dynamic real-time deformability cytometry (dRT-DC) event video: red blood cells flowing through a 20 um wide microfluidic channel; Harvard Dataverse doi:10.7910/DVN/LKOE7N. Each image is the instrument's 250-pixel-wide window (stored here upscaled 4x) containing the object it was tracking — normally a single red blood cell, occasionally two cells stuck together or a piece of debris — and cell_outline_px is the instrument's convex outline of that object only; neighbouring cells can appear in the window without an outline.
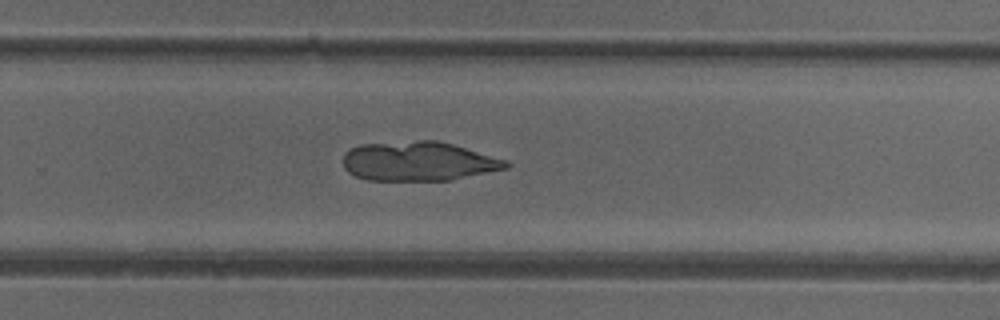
{"species": "common noctule bat (a hibernating species)", "species_latin": "Nyctalus noctula", "temperature_condition": "cold", "stored_images_in_passage": 51, "camera_frame_rate_fps": 3000, "um_per_image_px": 0.085, "animal": {"sex": "female"}, "frame": {"image": 1, "passage_image": 33, "time_ms": 10.667, "image_size_px": [1000, 320], "cell_outline_px": [[512, 164], [508, 168], [452, 180], [368, 180], [356, 176], [348, 172], [344, 168], [344, 152], [348, 148], [360, 144], [416, 140], [440, 140], [508, 160]], "centroid_in_image_um": [35.59, 13.69], "position_along_channel_um": 294.2, "area_um2": 37.74}}
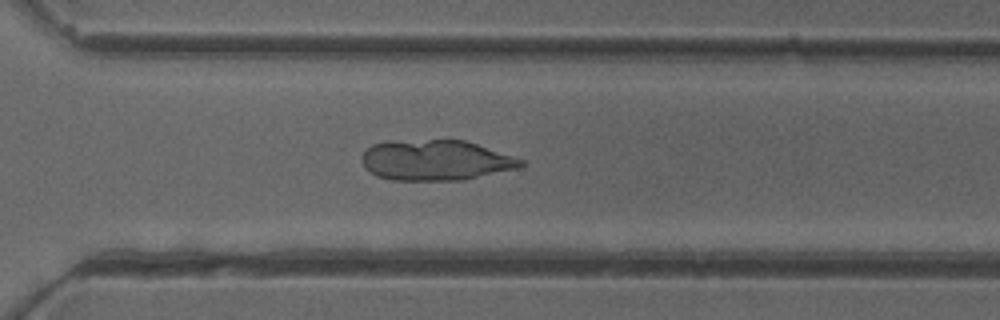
{"frame": {"image": 2, "passage_image": 36, "time_ms": 11.667, "image_size_px": [1000, 320], "cell_outline_px": [[528, 164], [516, 168], [464, 180], [392, 180], [376, 176], [364, 168], [360, 156], [372, 144], [388, 140], [464, 140], [524, 160]], "centroid_in_image_um": [36.98, 13.62], "position_along_channel_um": 333.6, "area_um2": 37.57}}
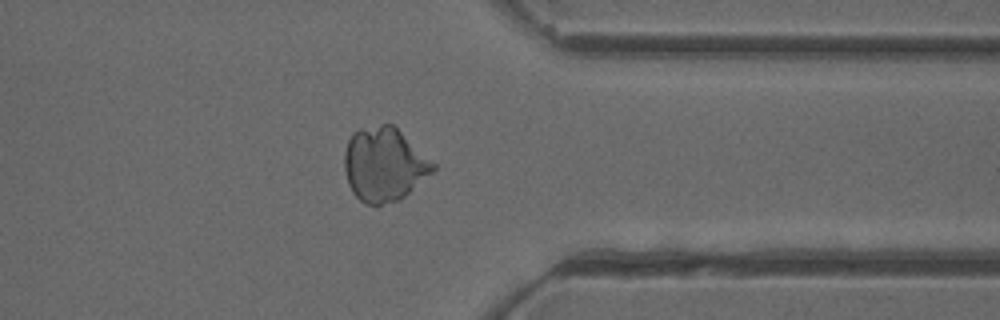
{"frame": {"image": 3, "passage_image": 40, "time_ms": 13.0, "image_size_px": [1000, 320], "cell_outline_px": [[436, 168], [432, 172], [400, 200], [380, 204], [364, 204], [352, 192], [348, 184], [344, 168], [344, 152], [348, 140], [352, 132], [360, 128], [380, 124], [392, 124], [436, 164]], "centroid_in_image_um": [32.62, 13.97], "position_along_channel_um": 378.8, "area_um2": 37.97}}